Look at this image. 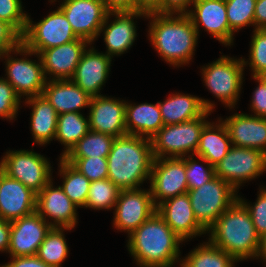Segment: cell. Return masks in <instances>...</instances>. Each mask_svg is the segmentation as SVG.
<instances>
[{"label": "cell", "instance_id": "obj_19", "mask_svg": "<svg viewBox=\"0 0 266 267\" xmlns=\"http://www.w3.org/2000/svg\"><path fill=\"white\" fill-rule=\"evenodd\" d=\"M157 213L183 241L206 233L194 216L187 193L165 200L157 206Z\"/></svg>", "mask_w": 266, "mask_h": 267}, {"label": "cell", "instance_id": "obj_5", "mask_svg": "<svg viewBox=\"0 0 266 267\" xmlns=\"http://www.w3.org/2000/svg\"><path fill=\"white\" fill-rule=\"evenodd\" d=\"M63 11L58 7L37 24L27 16V24L21 36V45L14 50L16 54L35 55L48 48L58 47L77 40Z\"/></svg>", "mask_w": 266, "mask_h": 267}, {"label": "cell", "instance_id": "obj_38", "mask_svg": "<svg viewBox=\"0 0 266 267\" xmlns=\"http://www.w3.org/2000/svg\"><path fill=\"white\" fill-rule=\"evenodd\" d=\"M193 156L188 154V158L182 157L185 161L188 190L199 188L215 176L214 166L210 165L204 158L196 156L202 163L207 164V167L203 168L199 162L193 159Z\"/></svg>", "mask_w": 266, "mask_h": 267}, {"label": "cell", "instance_id": "obj_3", "mask_svg": "<svg viewBox=\"0 0 266 267\" xmlns=\"http://www.w3.org/2000/svg\"><path fill=\"white\" fill-rule=\"evenodd\" d=\"M152 18L149 36L152 45L162 58L173 66L187 64L193 57L198 33L186 14L155 13Z\"/></svg>", "mask_w": 266, "mask_h": 267}, {"label": "cell", "instance_id": "obj_34", "mask_svg": "<svg viewBox=\"0 0 266 267\" xmlns=\"http://www.w3.org/2000/svg\"><path fill=\"white\" fill-rule=\"evenodd\" d=\"M68 227H52L38 248L37 256L51 267H61L68 256V246L63 234Z\"/></svg>", "mask_w": 266, "mask_h": 267}, {"label": "cell", "instance_id": "obj_33", "mask_svg": "<svg viewBox=\"0 0 266 267\" xmlns=\"http://www.w3.org/2000/svg\"><path fill=\"white\" fill-rule=\"evenodd\" d=\"M115 137L89 130L62 158L107 157Z\"/></svg>", "mask_w": 266, "mask_h": 267}, {"label": "cell", "instance_id": "obj_15", "mask_svg": "<svg viewBox=\"0 0 266 267\" xmlns=\"http://www.w3.org/2000/svg\"><path fill=\"white\" fill-rule=\"evenodd\" d=\"M13 51L6 52L0 57H7L6 73L7 81L14 88L15 93L21 98L22 95L27 98L42 95L44 86L47 83V76H45L44 68L40 55L38 56V63L27 58H12L9 54Z\"/></svg>", "mask_w": 266, "mask_h": 267}, {"label": "cell", "instance_id": "obj_44", "mask_svg": "<svg viewBox=\"0 0 266 267\" xmlns=\"http://www.w3.org/2000/svg\"><path fill=\"white\" fill-rule=\"evenodd\" d=\"M258 86L252 96L251 108L254 116L266 118V76H253Z\"/></svg>", "mask_w": 266, "mask_h": 267}, {"label": "cell", "instance_id": "obj_46", "mask_svg": "<svg viewBox=\"0 0 266 267\" xmlns=\"http://www.w3.org/2000/svg\"><path fill=\"white\" fill-rule=\"evenodd\" d=\"M108 12H135L136 0H101Z\"/></svg>", "mask_w": 266, "mask_h": 267}, {"label": "cell", "instance_id": "obj_17", "mask_svg": "<svg viewBox=\"0 0 266 267\" xmlns=\"http://www.w3.org/2000/svg\"><path fill=\"white\" fill-rule=\"evenodd\" d=\"M37 194L0 167V218L12 222L36 211Z\"/></svg>", "mask_w": 266, "mask_h": 267}, {"label": "cell", "instance_id": "obj_30", "mask_svg": "<svg viewBox=\"0 0 266 267\" xmlns=\"http://www.w3.org/2000/svg\"><path fill=\"white\" fill-rule=\"evenodd\" d=\"M89 118L78 112H67L58 115L55 139L65 145L61 157L67 154L72 147L85 136L89 129Z\"/></svg>", "mask_w": 266, "mask_h": 267}, {"label": "cell", "instance_id": "obj_47", "mask_svg": "<svg viewBox=\"0 0 266 267\" xmlns=\"http://www.w3.org/2000/svg\"><path fill=\"white\" fill-rule=\"evenodd\" d=\"M194 0H162V13L186 14ZM188 6V7H187ZM187 10V11H186Z\"/></svg>", "mask_w": 266, "mask_h": 267}, {"label": "cell", "instance_id": "obj_22", "mask_svg": "<svg viewBox=\"0 0 266 267\" xmlns=\"http://www.w3.org/2000/svg\"><path fill=\"white\" fill-rule=\"evenodd\" d=\"M223 123L232 146L256 149L266 154V118L235 113Z\"/></svg>", "mask_w": 266, "mask_h": 267}, {"label": "cell", "instance_id": "obj_12", "mask_svg": "<svg viewBox=\"0 0 266 267\" xmlns=\"http://www.w3.org/2000/svg\"><path fill=\"white\" fill-rule=\"evenodd\" d=\"M114 207L113 224L118 230L128 232V235L157 211L150 189L140 188L120 190Z\"/></svg>", "mask_w": 266, "mask_h": 267}, {"label": "cell", "instance_id": "obj_45", "mask_svg": "<svg viewBox=\"0 0 266 267\" xmlns=\"http://www.w3.org/2000/svg\"><path fill=\"white\" fill-rule=\"evenodd\" d=\"M5 267H51L42 261L37 255L12 257Z\"/></svg>", "mask_w": 266, "mask_h": 267}, {"label": "cell", "instance_id": "obj_25", "mask_svg": "<svg viewBox=\"0 0 266 267\" xmlns=\"http://www.w3.org/2000/svg\"><path fill=\"white\" fill-rule=\"evenodd\" d=\"M164 125L187 122L212 112L214 104L193 95L176 93L163 102H158Z\"/></svg>", "mask_w": 266, "mask_h": 267}, {"label": "cell", "instance_id": "obj_32", "mask_svg": "<svg viewBox=\"0 0 266 267\" xmlns=\"http://www.w3.org/2000/svg\"><path fill=\"white\" fill-rule=\"evenodd\" d=\"M59 164V172L63 177V184L60 187L74 204L84 207L91 181L62 157Z\"/></svg>", "mask_w": 266, "mask_h": 267}, {"label": "cell", "instance_id": "obj_31", "mask_svg": "<svg viewBox=\"0 0 266 267\" xmlns=\"http://www.w3.org/2000/svg\"><path fill=\"white\" fill-rule=\"evenodd\" d=\"M180 262V267H233L237 261L229 253L208 241L195 248Z\"/></svg>", "mask_w": 266, "mask_h": 267}, {"label": "cell", "instance_id": "obj_29", "mask_svg": "<svg viewBox=\"0 0 266 267\" xmlns=\"http://www.w3.org/2000/svg\"><path fill=\"white\" fill-rule=\"evenodd\" d=\"M231 144L228 130L223 121L219 120L217 125L208 122L201 132L195 156H200L210 165L215 166L230 150Z\"/></svg>", "mask_w": 266, "mask_h": 267}, {"label": "cell", "instance_id": "obj_6", "mask_svg": "<svg viewBox=\"0 0 266 267\" xmlns=\"http://www.w3.org/2000/svg\"><path fill=\"white\" fill-rule=\"evenodd\" d=\"M211 114L206 111L202 116L174 125H164L152 138V154L154 158H182L190 152L195 155L201 132L208 123L206 117ZM192 151V152H191Z\"/></svg>", "mask_w": 266, "mask_h": 267}, {"label": "cell", "instance_id": "obj_9", "mask_svg": "<svg viewBox=\"0 0 266 267\" xmlns=\"http://www.w3.org/2000/svg\"><path fill=\"white\" fill-rule=\"evenodd\" d=\"M0 167L8 177L20 181L36 194L52 180L49 161L33 151L6 152Z\"/></svg>", "mask_w": 266, "mask_h": 267}, {"label": "cell", "instance_id": "obj_26", "mask_svg": "<svg viewBox=\"0 0 266 267\" xmlns=\"http://www.w3.org/2000/svg\"><path fill=\"white\" fill-rule=\"evenodd\" d=\"M43 95L54 107L57 114L79 112L83 107H89L91 96L82 90L71 79L47 81Z\"/></svg>", "mask_w": 266, "mask_h": 267}, {"label": "cell", "instance_id": "obj_42", "mask_svg": "<svg viewBox=\"0 0 266 267\" xmlns=\"http://www.w3.org/2000/svg\"><path fill=\"white\" fill-rule=\"evenodd\" d=\"M238 199L248 209L257 234L262 236L266 233V189L261 188L256 200L257 202L252 206L240 197Z\"/></svg>", "mask_w": 266, "mask_h": 267}, {"label": "cell", "instance_id": "obj_35", "mask_svg": "<svg viewBox=\"0 0 266 267\" xmlns=\"http://www.w3.org/2000/svg\"><path fill=\"white\" fill-rule=\"evenodd\" d=\"M120 190L109 179L93 181L90 184L84 207L94 210L111 209L117 202Z\"/></svg>", "mask_w": 266, "mask_h": 267}, {"label": "cell", "instance_id": "obj_49", "mask_svg": "<svg viewBox=\"0 0 266 267\" xmlns=\"http://www.w3.org/2000/svg\"><path fill=\"white\" fill-rule=\"evenodd\" d=\"M254 26L255 29H266V0H256Z\"/></svg>", "mask_w": 266, "mask_h": 267}, {"label": "cell", "instance_id": "obj_51", "mask_svg": "<svg viewBox=\"0 0 266 267\" xmlns=\"http://www.w3.org/2000/svg\"><path fill=\"white\" fill-rule=\"evenodd\" d=\"M256 257L263 258L264 261L266 262V233H264L262 236H260L259 247H258Z\"/></svg>", "mask_w": 266, "mask_h": 267}, {"label": "cell", "instance_id": "obj_43", "mask_svg": "<svg viewBox=\"0 0 266 267\" xmlns=\"http://www.w3.org/2000/svg\"><path fill=\"white\" fill-rule=\"evenodd\" d=\"M21 45V35L7 22L0 19V56Z\"/></svg>", "mask_w": 266, "mask_h": 267}, {"label": "cell", "instance_id": "obj_24", "mask_svg": "<svg viewBox=\"0 0 266 267\" xmlns=\"http://www.w3.org/2000/svg\"><path fill=\"white\" fill-rule=\"evenodd\" d=\"M115 16V20L108 24L110 16ZM146 16L142 12H108L104 23L100 29L104 31V42L107 47V55L113 57L121 55L127 51L136 38V26L134 17Z\"/></svg>", "mask_w": 266, "mask_h": 267}, {"label": "cell", "instance_id": "obj_10", "mask_svg": "<svg viewBox=\"0 0 266 267\" xmlns=\"http://www.w3.org/2000/svg\"><path fill=\"white\" fill-rule=\"evenodd\" d=\"M214 170L217 177L237 190L244 181L266 171V154L256 149L232 146Z\"/></svg>", "mask_w": 266, "mask_h": 267}, {"label": "cell", "instance_id": "obj_4", "mask_svg": "<svg viewBox=\"0 0 266 267\" xmlns=\"http://www.w3.org/2000/svg\"><path fill=\"white\" fill-rule=\"evenodd\" d=\"M207 231L211 232L209 241L236 261L256 257L260 236L248 209L239 199Z\"/></svg>", "mask_w": 266, "mask_h": 267}, {"label": "cell", "instance_id": "obj_50", "mask_svg": "<svg viewBox=\"0 0 266 267\" xmlns=\"http://www.w3.org/2000/svg\"><path fill=\"white\" fill-rule=\"evenodd\" d=\"M11 222L0 218V251H8L10 242Z\"/></svg>", "mask_w": 266, "mask_h": 267}, {"label": "cell", "instance_id": "obj_39", "mask_svg": "<svg viewBox=\"0 0 266 267\" xmlns=\"http://www.w3.org/2000/svg\"><path fill=\"white\" fill-rule=\"evenodd\" d=\"M253 32L248 64L252 76H266V29H254Z\"/></svg>", "mask_w": 266, "mask_h": 267}, {"label": "cell", "instance_id": "obj_13", "mask_svg": "<svg viewBox=\"0 0 266 267\" xmlns=\"http://www.w3.org/2000/svg\"><path fill=\"white\" fill-rule=\"evenodd\" d=\"M75 35L90 43L98 38L108 14L101 0H63L59 7Z\"/></svg>", "mask_w": 266, "mask_h": 267}, {"label": "cell", "instance_id": "obj_41", "mask_svg": "<svg viewBox=\"0 0 266 267\" xmlns=\"http://www.w3.org/2000/svg\"><path fill=\"white\" fill-rule=\"evenodd\" d=\"M20 100L12 85L3 77L0 78V117L14 120Z\"/></svg>", "mask_w": 266, "mask_h": 267}, {"label": "cell", "instance_id": "obj_27", "mask_svg": "<svg viewBox=\"0 0 266 267\" xmlns=\"http://www.w3.org/2000/svg\"><path fill=\"white\" fill-rule=\"evenodd\" d=\"M163 126L158 102L139 105L126 102L125 127L128 135L151 139Z\"/></svg>", "mask_w": 266, "mask_h": 267}, {"label": "cell", "instance_id": "obj_37", "mask_svg": "<svg viewBox=\"0 0 266 267\" xmlns=\"http://www.w3.org/2000/svg\"><path fill=\"white\" fill-rule=\"evenodd\" d=\"M91 182L108 179L107 157L63 158Z\"/></svg>", "mask_w": 266, "mask_h": 267}, {"label": "cell", "instance_id": "obj_36", "mask_svg": "<svg viewBox=\"0 0 266 267\" xmlns=\"http://www.w3.org/2000/svg\"><path fill=\"white\" fill-rule=\"evenodd\" d=\"M256 0H225L230 30L234 33L244 26H254Z\"/></svg>", "mask_w": 266, "mask_h": 267}, {"label": "cell", "instance_id": "obj_28", "mask_svg": "<svg viewBox=\"0 0 266 267\" xmlns=\"http://www.w3.org/2000/svg\"><path fill=\"white\" fill-rule=\"evenodd\" d=\"M26 99V104L33 107L31 131L34 142L39 145L47 144L55 139L58 114L43 94Z\"/></svg>", "mask_w": 266, "mask_h": 267}, {"label": "cell", "instance_id": "obj_7", "mask_svg": "<svg viewBox=\"0 0 266 267\" xmlns=\"http://www.w3.org/2000/svg\"><path fill=\"white\" fill-rule=\"evenodd\" d=\"M236 192L216 175L199 188L187 191L194 216L206 231L238 199Z\"/></svg>", "mask_w": 266, "mask_h": 267}, {"label": "cell", "instance_id": "obj_48", "mask_svg": "<svg viewBox=\"0 0 266 267\" xmlns=\"http://www.w3.org/2000/svg\"><path fill=\"white\" fill-rule=\"evenodd\" d=\"M136 11L145 15L162 13V0H136Z\"/></svg>", "mask_w": 266, "mask_h": 267}, {"label": "cell", "instance_id": "obj_21", "mask_svg": "<svg viewBox=\"0 0 266 267\" xmlns=\"http://www.w3.org/2000/svg\"><path fill=\"white\" fill-rule=\"evenodd\" d=\"M89 41L78 38L67 44L43 50L39 55L42 60L45 76L53 75L54 80L71 79L76 67L86 51Z\"/></svg>", "mask_w": 266, "mask_h": 267}, {"label": "cell", "instance_id": "obj_2", "mask_svg": "<svg viewBox=\"0 0 266 267\" xmlns=\"http://www.w3.org/2000/svg\"><path fill=\"white\" fill-rule=\"evenodd\" d=\"M151 139L136 135L116 137L107 156L108 179L119 189H137L150 180L152 163Z\"/></svg>", "mask_w": 266, "mask_h": 267}, {"label": "cell", "instance_id": "obj_16", "mask_svg": "<svg viewBox=\"0 0 266 267\" xmlns=\"http://www.w3.org/2000/svg\"><path fill=\"white\" fill-rule=\"evenodd\" d=\"M192 5L195 10H188L186 15L191 19L198 36L199 24H202L218 41L230 46L234 33L229 27L225 0H194Z\"/></svg>", "mask_w": 266, "mask_h": 267}, {"label": "cell", "instance_id": "obj_1", "mask_svg": "<svg viewBox=\"0 0 266 267\" xmlns=\"http://www.w3.org/2000/svg\"><path fill=\"white\" fill-rule=\"evenodd\" d=\"M181 242L156 211L129 235L127 247L140 267H172Z\"/></svg>", "mask_w": 266, "mask_h": 267}, {"label": "cell", "instance_id": "obj_8", "mask_svg": "<svg viewBox=\"0 0 266 267\" xmlns=\"http://www.w3.org/2000/svg\"><path fill=\"white\" fill-rule=\"evenodd\" d=\"M247 63L248 61L242 58L237 60L223 55L202 68L205 85L229 108H234L239 98L243 70Z\"/></svg>", "mask_w": 266, "mask_h": 267}, {"label": "cell", "instance_id": "obj_18", "mask_svg": "<svg viewBox=\"0 0 266 267\" xmlns=\"http://www.w3.org/2000/svg\"><path fill=\"white\" fill-rule=\"evenodd\" d=\"M123 101L104 95L92 97L88 116L89 129L115 138L127 135L125 127L126 102Z\"/></svg>", "mask_w": 266, "mask_h": 267}, {"label": "cell", "instance_id": "obj_20", "mask_svg": "<svg viewBox=\"0 0 266 267\" xmlns=\"http://www.w3.org/2000/svg\"><path fill=\"white\" fill-rule=\"evenodd\" d=\"M77 208L60 186L53 187L52 181L37 194L36 211L45 221L46 215L50 217L53 227L73 229L77 224Z\"/></svg>", "mask_w": 266, "mask_h": 267}, {"label": "cell", "instance_id": "obj_23", "mask_svg": "<svg viewBox=\"0 0 266 267\" xmlns=\"http://www.w3.org/2000/svg\"><path fill=\"white\" fill-rule=\"evenodd\" d=\"M111 59L106 53H99L94 48L86 50L71 80L91 97L101 96L100 90L108 77Z\"/></svg>", "mask_w": 266, "mask_h": 267}, {"label": "cell", "instance_id": "obj_11", "mask_svg": "<svg viewBox=\"0 0 266 267\" xmlns=\"http://www.w3.org/2000/svg\"><path fill=\"white\" fill-rule=\"evenodd\" d=\"M150 184L151 196L156 207L167 199L187 193L184 159L177 157L154 158Z\"/></svg>", "mask_w": 266, "mask_h": 267}, {"label": "cell", "instance_id": "obj_40", "mask_svg": "<svg viewBox=\"0 0 266 267\" xmlns=\"http://www.w3.org/2000/svg\"><path fill=\"white\" fill-rule=\"evenodd\" d=\"M21 3V0H0V19L9 23L22 36L28 15L23 12Z\"/></svg>", "mask_w": 266, "mask_h": 267}, {"label": "cell", "instance_id": "obj_14", "mask_svg": "<svg viewBox=\"0 0 266 267\" xmlns=\"http://www.w3.org/2000/svg\"><path fill=\"white\" fill-rule=\"evenodd\" d=\"M53 226L37 211L11 222L10 257L33 256Z\"/></svg>", "mask_w": 266, "mask_h": 267}]
</instances>
